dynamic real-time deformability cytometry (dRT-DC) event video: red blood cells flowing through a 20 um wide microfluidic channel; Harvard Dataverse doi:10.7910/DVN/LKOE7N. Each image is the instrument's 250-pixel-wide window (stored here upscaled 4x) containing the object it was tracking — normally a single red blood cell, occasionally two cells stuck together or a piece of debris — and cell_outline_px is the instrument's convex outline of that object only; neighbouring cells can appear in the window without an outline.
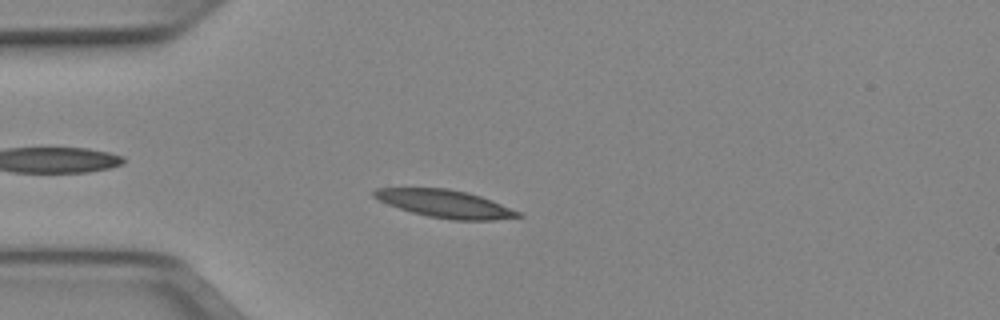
{"species": "Egyptian fruit bat (a non-hibernating species)", "species_latin": "Rousettus aegyptiacus", "temperature_condition": "cold", "stored_images_in_passage": 51, "camera_frame_rate_fps": 3000, "um_per_image_px": 0.085, "animal": {"sex": "female"}, "frame": {"image": 1, "passage_image": 13, "time_ms": 4.0, "image_size_px": [1000, 320], "cell_outline_px": [[524, 216], [492, 220], [452, 220], [428, 216], [412, 212], [388, 204], [372, 196], [372, 192], [376, 188], [448, 188], [468, 192], [492, 200], [520, 212]], "centroid_in_image_um": [37.84, 17.31], "position_along_channel_um": 47.2, "area_um2": 23.12}}
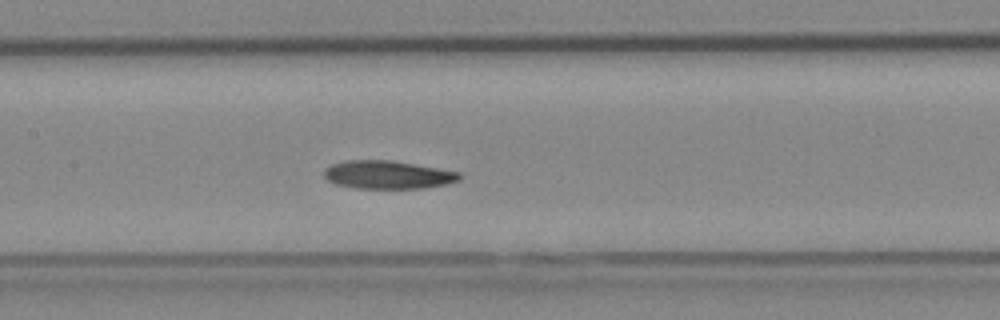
{"frame": {"image": 2, "passage_image": 24, "time_ms": 7.667, "image_size_px": [1000, 320], "cell_outline_px": [[460, 180], [448, 184], [424, 188], [356, 188], [336, 184], [328, 180], [324, 176], [324, 168], [332, 164], [348, 160], [392, 160], [460, 172]], "centroid_in_image_um": [32.96, 14.85], "position_along_channel_um": 174.4, "area_um2": 22.2}}
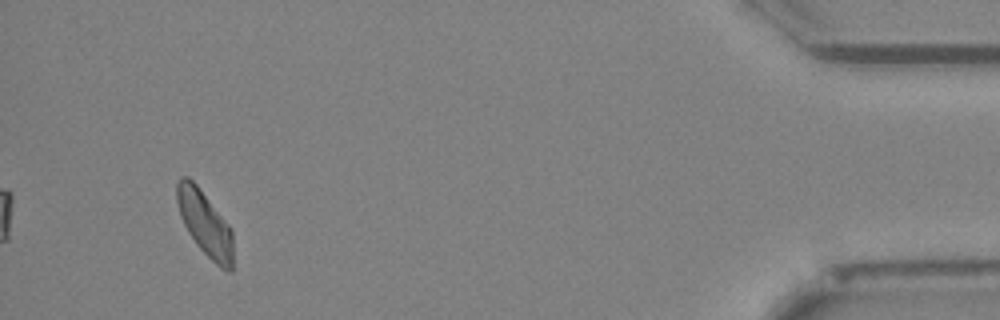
{"frame": {"image": 3, "passage_image": 48, "time_ms": 15.667, "image_size_px": [1000, 320], "cell_outline_px": [[232, 272], [228, 272], [220, 268], [196, 244], [188, 232], [180, 216], [176, 200], [176, 180], [180, 176], [188, 176], [196, 184], [228, 224], [232, 232]], "centroid_in_image_um": [17.39, 18.97], "position_along_channel_um": 417.8, "area_um2": 21.1}}